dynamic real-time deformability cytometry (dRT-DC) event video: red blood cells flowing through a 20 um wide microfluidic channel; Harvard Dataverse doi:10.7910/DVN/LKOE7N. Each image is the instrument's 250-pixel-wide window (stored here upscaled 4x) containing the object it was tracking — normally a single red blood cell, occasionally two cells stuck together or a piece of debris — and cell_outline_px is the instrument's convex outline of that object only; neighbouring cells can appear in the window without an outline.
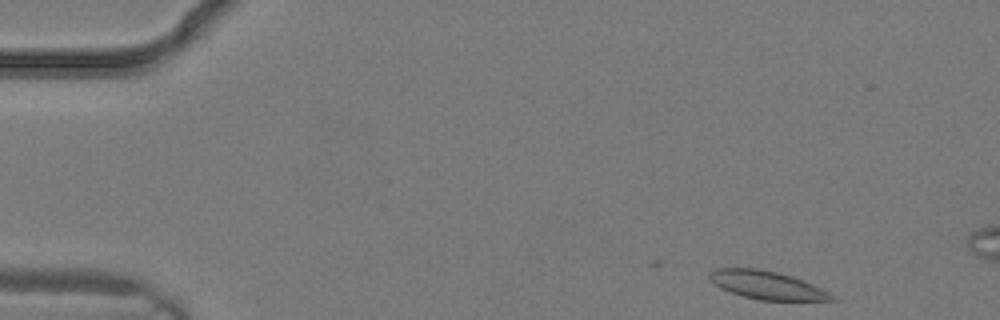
{"species": "common noctule bat (a hibernating species)", "species_latin": "Nyctalus noctula", "temperature_condition": "warm", "stored_images_in_passage": 3, "camera_frame_rate_fps": 3000, "um_per_image_px": 0.085, "animal": {"sex": "male", "body_mass_g": 19.2, "forearm_length_mm": 51.8}, "frame": {"image": 1, "passage_image": 1, "time_ms": 0.0, "image_size_px": [1000, 320], "cell_outline_px": [[840, 300], [760, 300], [744, 296], [720, 288], [708, 276], [708, 272], [716, 268], [760, 268], [792, 276], [812, 284], [828, 292]], "centroid_in_image_um": [65.18, 24.22], "position_along_channel_um": 19.8, "area_um2": 19.83}}